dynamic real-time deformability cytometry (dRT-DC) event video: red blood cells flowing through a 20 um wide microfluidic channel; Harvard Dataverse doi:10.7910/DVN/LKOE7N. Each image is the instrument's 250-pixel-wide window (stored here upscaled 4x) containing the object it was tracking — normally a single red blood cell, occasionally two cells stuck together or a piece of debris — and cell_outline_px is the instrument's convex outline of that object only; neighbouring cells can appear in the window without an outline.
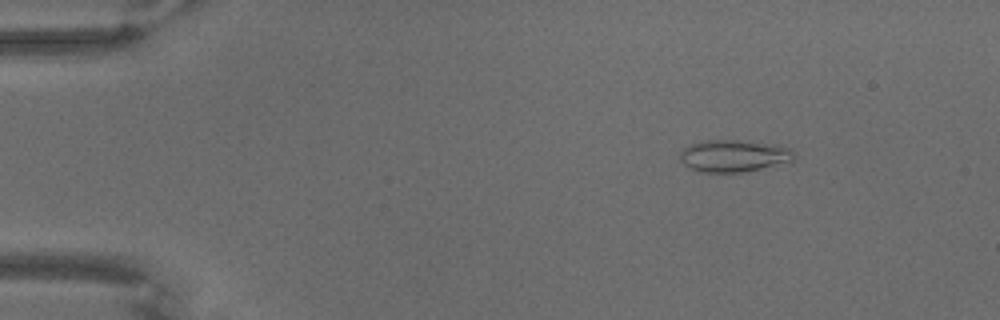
{"species": "common noctule bat (a hibernating species)", "species_latin": "Nyctalus noctula", "temperature_condition": "warm", "stored_images_in_passage": 70, "camera_frame_rate_fps": 3000, "um_per_image_px": 0.085, "animal": {"sex": "male", "body_mass_g": 18.8}, "frame": {"image": 1, "passage_image": 10, "time_ms": 3.0, "image_size_px": [1000, 320], "cell_outline_px": [[796, 156], [792, 160], [748, 172], [700, 172], [688, 168], [680, 160], [680, 148], [688, 144], [704, 140], [744, 140], [776, 144], [788, 148]], "centroid_in_image_um": [62.3, 13.24], "position_along_channel_um": 22.7, "area_um2": 21.62}}
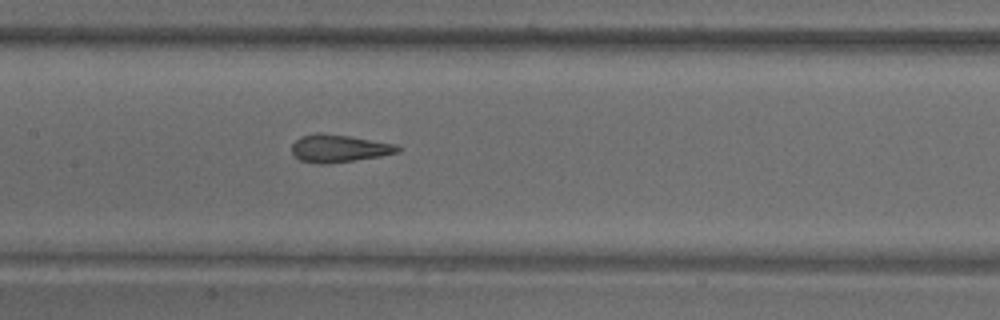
{"frame": {"image": 2, "passage_image": 35, "time_ms": 11.333, "image_size_px": [1000, 320], "cell_outline_px": [[400, 152], [380, 156], [328, 164], [316, 164], [300, 160], [292, 152], [292, 144], [300, 136], [316, 132], [324, 132], [352, 136], [396, 144], [400, 148]], "centroid_in_image_um": [28.8, 12.6], "position_along_channel_um": 178.6, "area_um2": 17.28}}
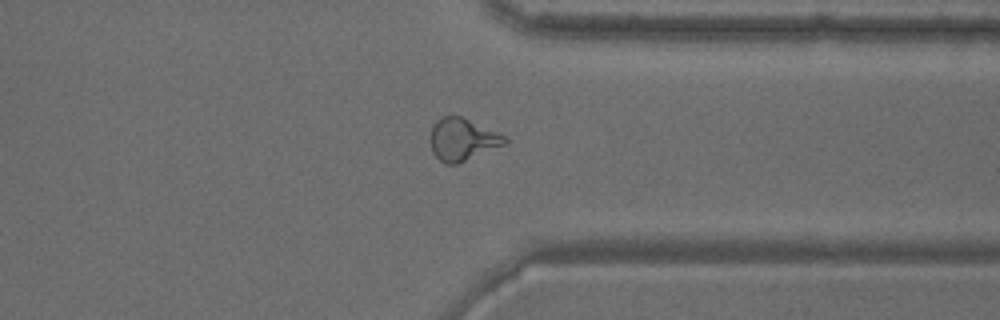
{"frame": {"image": 3, "passage_image": 55, "time_ms": 18.0, "image_size_px": [1000, 320], "cell_outline_px": [[508, 144], [456, 164], [448, 164], [440, 160], [432, 152], [428, 140], [432, 124], [436, 120], [444, 116], [460, 116], [508, 136]], "centroid_in_image_um": [39.31, 11.85], "position_along_channel_um": 372.1, "area_um2": 18.67}}